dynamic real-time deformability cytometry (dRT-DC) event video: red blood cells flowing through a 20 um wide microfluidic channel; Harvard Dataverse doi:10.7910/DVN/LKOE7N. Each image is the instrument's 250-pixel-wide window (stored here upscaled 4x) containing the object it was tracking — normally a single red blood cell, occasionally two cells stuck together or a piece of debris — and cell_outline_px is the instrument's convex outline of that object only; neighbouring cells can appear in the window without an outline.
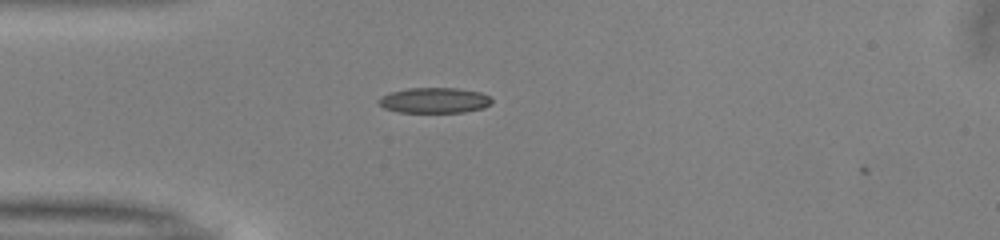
{"species": "common noctule bat (a hibernating species)", "species_latin": "Nyctalus noctula", "temperature_condition": "warm", "stored_images_in_passage": 37, "camera_frame_rate_fps": 3000, "um_per_image_px": 0.085, "animal": {"sex": "male", "body_mass_g": 13.0, "forearm_length_mm": 53.1}, "frame": {"image": 1, "passage_image": 1, "time_ms": 0.0, "image_size_px": [1000, 240], "cell_outline_px": [[492, 104], [484, 108], [464, 112], [400, 112], [384, 108], [376, 100], [380, 96], [392, 92], [408, 88], [456, 88], [480, 92], [488, 96], [492, 100]], "centroid_in_image_um": [36.93, 8.53], "position_along_channel_um": 48.1, "area_um2": 16.76}}
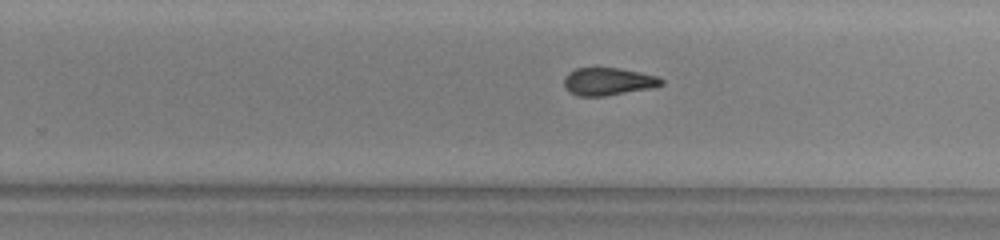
{"frame": {"image": 2, "passage_image": 19, "time_ms": 6.0, "image_size_px": [1000, 240], "cell_outline_px": [[664, 84], [652, 88], [604, 96], [576, 96], [568, 92], [564, 88], [564, 76], [568, 72], [576, 68], [620, 68], [656, 76], [664, 80]], "centroid_in_image_um": [51.65, 6.93], "position_along_channel_um": 278.1, "area_um2": 15.78}}
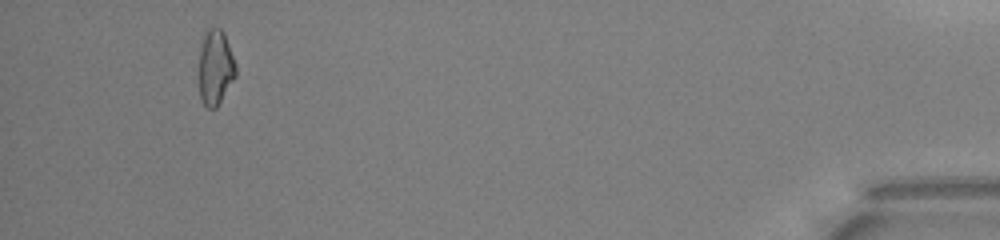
{"frame": {"image": 3, "passage_image": 35, "time_ms": 11.333, "image_size_px": [1000, 240], "cell_outline_px": [[236, 76], [216, 108], [208, 108], [204, 104], [200, 96], [200, 36], [208, 28], [220, 28], [224, 32], [236, 64]], "centroid_in_image_um": [18.31, 5.68], "position_along_channel_um": 416.9, "area_um2": 16.18}, "authors_computed_cell_mechanics": {"area_um2": 16.3574, "velocity_mm_per_s": 4.0407, "shape_relaxation_time_tau1_ms": 5.0737, "shape_relaxation_time_tau2_ms": 2.1537, "deformation_change_tau1": 0.1337, "deformation_change_tau2": 0.0891}}